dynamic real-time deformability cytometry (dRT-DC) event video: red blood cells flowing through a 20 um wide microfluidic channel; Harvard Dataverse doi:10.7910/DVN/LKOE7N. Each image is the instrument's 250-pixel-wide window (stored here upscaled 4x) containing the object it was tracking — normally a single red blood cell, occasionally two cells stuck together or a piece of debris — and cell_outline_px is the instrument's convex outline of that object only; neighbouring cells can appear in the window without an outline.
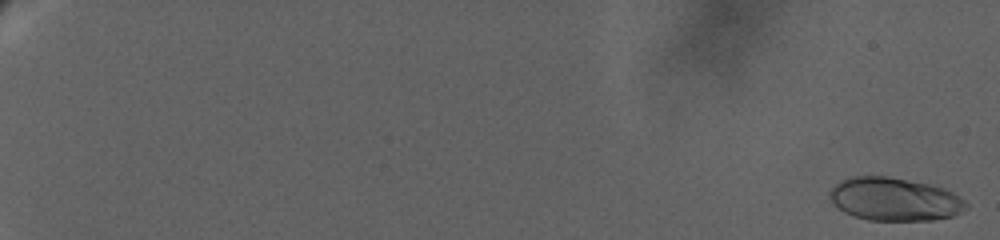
{"species": "human", "species_latin": "Homo sapiens", "temperature_condition": "warm", "stored_images_in_passage": 62, "camera_frame_rate_fps": 3000, "um_per_image_px": 0.085, "donor": {"sex": "female"}, "frame": {"image": 1, "passage_image": 3, "time_ms": 0.333, "image_size_px": [1000, 240], "cell_outline_px": [[968, 208], [952, 216], [932, 220], [868, 220], [844, 212], [832, 200], [832, 188], [836, 184], [852, 176], [884, 176], [928, 184], [944, 188], [952, 192], [964, 200], [968, 204]], "centroid_in_image_um": [76.09, 16.94], "position_along_channel_um": 8.9, "area_um2": 33.64}}
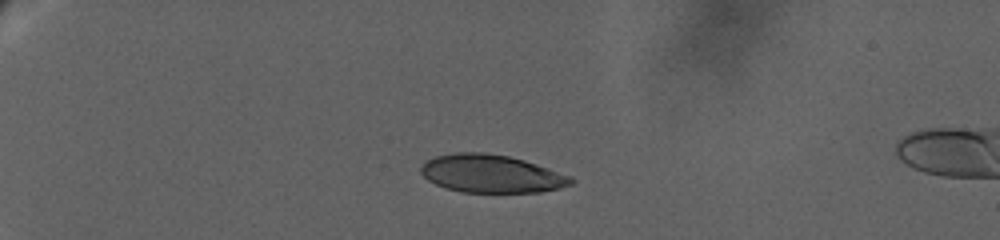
{"frame": {"image": 2, "passage_image": 49, "time_ms": 8.333, "image_size_px": [1000, 240], "cell_outline_px": [[576, 180], [572, 184], [540, 192], [460, 192], [444, 188], [428, 180], [420, 172], [420, 168], [428, 160], [436, 156], [456, 152], [484, 152], [508, 156], [524, 160], [572, 176]], "centroid_in_image_um": [41.76, 14.77], "position_along_channel_um": 43.2, "area_um2": 33.12}}